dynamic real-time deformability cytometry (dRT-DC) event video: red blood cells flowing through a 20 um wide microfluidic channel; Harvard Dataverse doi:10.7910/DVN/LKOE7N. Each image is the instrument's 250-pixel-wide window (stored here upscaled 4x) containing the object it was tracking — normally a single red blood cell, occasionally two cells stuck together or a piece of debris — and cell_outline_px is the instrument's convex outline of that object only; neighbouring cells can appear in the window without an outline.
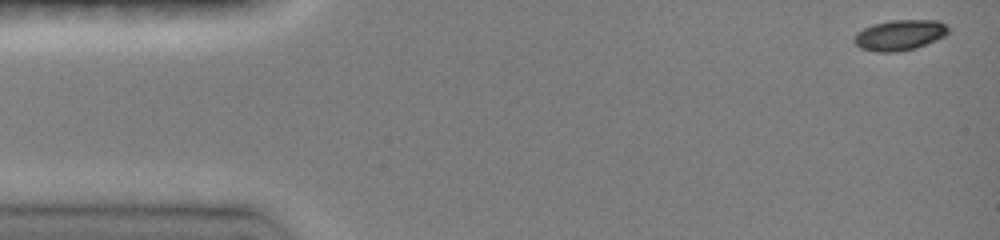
{"species": "common noctule bat (a hibernating species)", "species_latin": "Nyctalus noctula", "temperature_condition": "room temperature", "stored_images_in_passage": 10, "camera_frame_rate_fps": 3000, "um_per_image_px": 0.085, "animal": {"sex": "female", "body_mass_g": 19.0, "forearm_length_mm": 51.5}, "frame": {"image": 1, "passage_image": 1, "time_ms": 0.0, "image_size_px": [1000, 240], "cell_outline_px": [[948, 32], [944, 36], [936, 40], [916, 48], [896, 52], [876, 52], [860, 48], [852, 40], [856, 32], [872, 24], [892, 20], [940, 20], [948, 24]], "centroid_in_image_um": [76.47, 2.97], "position_along_channel_um": 8.5, "area_um2": 16.94}}
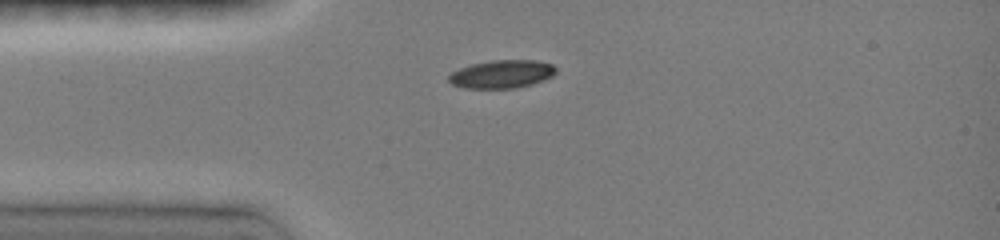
{"frame": {"image": 2, "passage_image": 10, "time_ms": 3.333, "image_size_px": [1000, 240], "cell_outline_px": [[556, 72], [552, 76], [544, 80], [532, 84], [516, 88], [464, 88], [452, 84], [448, 80], [448, 76], [452, 72], [460, 68], [472, 64], [492, 60], [536, 60], [552, 64], [556, 68]], "centroid_in_image_um": [42.66, 6.3], "position_along_channel_um": 42.3, "area_um2": 17.57}}